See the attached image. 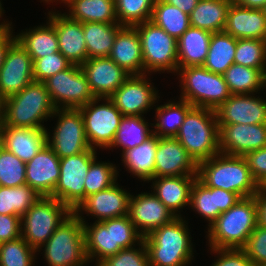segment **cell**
Segmentation results:
<instances>
[{"label": "cell", "mask_w": 266, "mask_h": 266, "mask_svg": "<svg viewBox=\"0 0 266 266\" xmlns=\"http://www.w3.org/2000/svg\"><path fill=\"white\" fill-rule=\"evenodd\" d=\"M185 217L153 230L143 237L149 256V266H188L195 254Z\"/></svg>", "instance_id": "1"}, {"label": "cell", "mask_w": 266, "mask_h": 266, "mask_svg": "<svg viewBox=\"0 0 266 266\" xmlns=\"http://www.w3.org/2000/svg\"><path fill=\"white\" fill-rule=\"evenodd\" d=\"M197 179L207 187L234 192L241 198L255 196L260 187L243 156L221 152L198 163Z\"/></svg>", "instance_id": "2"}, {"label": "cell", "mask_w": 266, "mask_h": 266, "mask_svg": "<svg viewBox=\"0 0 266 266\" xmlns=\"http://www.w3.org/2000/svg\"><path fill=\"white\" fill-rule=\"evenodd\" d=\"M258 226V204L255 196L241 198L234 206L207 227L210 248L242 249Z\"/></svg>", "instance_id": "3"}, {"label": "cell", "mask_w": 266, "mask_h": 266, "mask_svg": "<svg viewBox=\"0 0 266 266\" xmlns=\"http://www.w3.org/2000/svg\"><path fill=\"white\" fill-rule=\"evenodd\" d=\"M55 109L45 83L33 81L4 100L1 123L12 127L46 128L43 123L50 120Z\"/></svg>", "instance_id": "4"}, {"label": "cell", "mask_w": 266, "mask_h": 266, "mask_svg": "<svg viewBox=\"0 0 266 266\" xmlns=\"http://www.w3.org/2000/svg\"><path fill=\"white\" fill-rule=\"evenodd\" d=\"M175 138L197 164L220 153L219 125L215 110L192 107Z\"/></svg>", "instance_id": "5"}, {"label": "cell", "mask_w": 266, "mask_h": 266, "mask_svg": "<svg viewBox=\"0 0 266 266\" xmlns=\"http://www.w3.org/2000/svg\"><path fill=\"white\" fill-rule=\"evenodd\" d=\"M40 250H44L43 258L48 266L88 265L82 220L73 212L37 252Z\"/></svg>", "instance_id": "6"}, {"label": "cell", "mask_w": 266, "mask_h": 266, "mask_svg": "<svg viewBox=\"0 0 266 266\" xmlns=\"http://www.w3.org/2000/svg\"><path fill=\"white\" fill-rule=\"evenodd\" d=\"M180 99L193 107L216 110L232 94L224 76L213 73L203 66L178 68Z\"/></svg>", "instance_id": "7"}, {"label": "cell", "mask_w": 266, "mask_h": 266, "mask_svg": "<svg viewBox=\"0 0 266 266\" xmlns=\"http://www.w3.org/2000/svg\"><path fill=\"white\" fill-rule=\"evenodd\" d=\"M73 211L50 196H41L21 217V236L36 251Z\"/></svg>", "instance_id": "8"}, {"label": "cell", "mask_w": 266, "mask_h": 266, "mask_svg": "<svg viewBox=\"0 0 266 266\" xmlns=\"http://www.w3.org/2000/svg\"><path fill=\"white\" fill-rule=\"evenodd\" d=\"M134 27L141 39L145 74L152 72L161 74L165 71L167 73H177V40L151 21Z\"/></svg>", "instance_id": "9"}, {"label": "cell", "mask_w": 266, "mask_h": 266, "mask_svg": "<svg viewBox=\"0 0 266 266\" xmlns=\"http://www.w3.org/2000/svg\"><path fill=\"white\" fill-rule=\"evenodd\" d=\"M102 100L104 103L99 104ZM78 109L84 120L85 134L90 148L108 149L123 117L120 110L110 98L99 97H95Z\"/></svg>", "instance_id": "10"}, {"label": "cell", "mask_w": 266, "mask_h": 266, "mask_svg": "<svg viewBox=\"0 0 266 266\" xmlns=\"http://www.w3.org/2000/svg\"><path fill=\"white\" fill-rule=\"evenodd\" d=\"M97 150L90 148L74 156L60 159L59 181L50 195L74 211L85 199V177L91 163L97 158Z\"/></svg>", "instance_id": "11"}, {"label": "cell", "mask_w": 266, "mask_h": 266, "mask_svg": "<svg viewBox=\"0 0 266 266\" xmlns=\"http://www.w3.org/2000/svg\"><path fill=\"white\" fill-rule=\"evenodd\" d=\"M57 118L52 136L47 131V145L61 159L90 149L85 134L84 120L79 109H55L51 119Z\"/></svg>", "instance_id": "12"}, {"label": "cell", "mask_w": 266, "mask_h": 266, "mask_svg": "<svg viewBox=\"0 0 266 266\" xmlns=\"http://www.w3.org/2000/svg\"><path fill=\"white\" fill-rule=\"evenodd\" d=\"M44 83L56 109H78L95 98L79 65L72 64Z\"/></svg>", "instance_id": "13"}, {"label": "cell", "mask_w": 266, "mask_h": 266, "mask_svg": "<svg viewBox=\"0 0 266 266\" xmlns=\"http://www.w3.org/2000/svg\"><path fill=\"white\" fill-rule=\"evenodd\" d=\"M150 75H130L109 97L123 116H144L160 101L158 89L154 88L151 78L147 77Z\"/></svg>", "instance_id": "14"}, {"label": "cell", "mask_w": 266, "mask_h": 266, "mask_svg": "<svg viewBox=\"0 0 266 266\" xmlns=\"http://www.w3.org/2000/svg\"><path fill=\"white\" fill-rule=\"evenodd\" d=\"M33 60L22 45L15 40L7 49L0 68V93L6 99L19 93L32 83Z\"/></svg>", "instance_id": "15"}, {"label": "cell", "mask_w": 266, "mask_h": 266, "mask_svg": "<svg viewBox=\"0 0 266 266\" xmlns=\"http://www.w3.org/2000/svg\"><path fill=\"white\" fill-rule=\"evenodd\" d=\"M220 152L244 156L266 147V124H218Z\"/></svg>", "instance_id": "16"}, {"label": "cell", "mask_w": 266, "mask_h": 266, "mask_svg": "<svg viewBox=\"0 0 266 266\" xmlns=\"http://www.w3.org/2000/svg\"><path fill=\"white\" fill-rule=\"evenodd\" d=\"M128 215L143 237L176 218V215L152 193V190L151 193L130 195Z\"/></svg>", "instance_id": "17"}, {"label": "cell", "mask_w": 266, "mask_h": 266, "mask_svg": "<svg viewBox=\"0 0 266 266\" xmlns=\"http://www.w3.org/2000/svg\"><path fill=\"white\" fill-rule=\"evenodd\" d=\"M130 195L116 182L108 189L86 197L73 212L83 214L84 211L87 216L97 218V222L128 215Z\"/></svg>", "instance_id": "18"}, {"label": "cell", "mask_w": 266, "mask_h": 266, "mask_svg": "<svg viewBox=\"0 0 266 266\" xmlns=\"http://www.w3.org/2000/svg\"><path fill=\"white\" fill-rule=\"evenodd\" d=\"M198 164L175 137H158L154 178L197 175Z\"/></svg>", "instance_id": "19"}, {"label": "cell", "mask_w": 266, "mask_h": 266, "mask_svg": "<svg viewBox=\"0 0 266 266\" xmlns=\"http://www.w3.org/2000/svg\"><path fill=\"white\" fill-rule=\"evenodd\" d=\"M255 95L232 94L215 110L218 124H266V99Z\"/></svg>", "instance_id": "20"}, {"label": "cell", "mask_w": 266, "mask_h": 266, "mask_svg": "<svg viewBox=\"0 0 266 266\" xmlns=\"http://www.w3.org/2000/svg\"><path fill=\"white\" fill-rule=\"evenodd\" d=\"M47 20L55 27L59 51L72 63L81 66L87 60L83 23L71 19L66 12L49 11Z\"/></svg>", "instance_id": "21"}, {"label": "cell", "mask_w": 266, "mask_h": 266, "mask_svg": "<svg viewBox=\"0 0 266 266\" xmlns=\"http://www.w3.org/2000/svg\"><path fill=\"white\" fill-rule=\"evenodd\" d=\"M95 97L109 98L130 76L109 57L87 59L80 66Z\"/></svg>", "instance_id": "22"}, {"label": "cell", "mask_w": 266, "mask_h": 266, "mask_svg": "<svg viewBox=\"0 0 266 266\" xmlns=\"http://www.w3.org/2000/svg\"><path fill=\"white\" fill-rule=\"evenodd\" d=\"M26 184L41 196H50L60 177V158L46 144L26 163Z\"/></svg>", "instance_id": "23"}, {"label": "cell", "mask_w": 266, "mask_h": 266, "mask_svg": "<svg viewBox=\"0 0 266 266\" xmlns=\"http://www.w3.org/2000/svg\"><path fill=\"white\" fill-rule=\"evenodd\" d=\"M240 199L234 192L207 187L196 179L191 189L190 207L207 220L209 227L221 213L229 210Z\"/></svg>", "instance_id": "24"}, {"label": "cell", "mask_w": 266, "mask_h": 266, "mask_svg": "<svg viewBox=\"0 0 266 266\" xmlns=\"http://www.w3.org/2000/svg\"><path fill=\"white\" fill-rule=\"evenodd\" d=\"M47 144V128H24L0 123V146L27 163Z\"/></svg>", "instance_id": "25"}, {"label": "cell", "mask_w": 266, "mask_h": 266, "mask_svg": "<svg viewBox=\"0 0 266 266\" xmlns=\"http://www.w3.org/2000/svg\"><path fill=\"white\" fill-rule=\"evenodd\" d=\"M196 179L197 175L168 176L152 178L148 183L152 181V193L176 217H181L180 211L190 206L191 189Z\"/></svg>", "instance_id": "26"}, {"label": "cell", "mask_w": 266, "mask_h": 266, "mask_svg": "<svg viewBox=\"0 0 266 266\" xmlns=\"http://www.w3.org/2000/svg\"><path fill=\"white\" fill-rule=\"evenodd\" d=\"M130 75H144L141 39L135 27L123 26L108 56Z\"/></svg>", "instance_id": "27"}, {"label": "cell", "mask_w": 266, "mask_h": 266, "mask_svg": "<svg viewBox=\"0 0 266 266\" xmlns=\"http://www.w3.org/2000/svg\"><path fill=\"white\" fill-rule=\"evenodd\" d=\"M224 32L236 39L266 40V16L262 9H250L232 2Z\"/></svg>", "instance_id": "28"}, {"label": "cell", "mask_w": 266, "mask_h": 266, "mask_svg": "<svg viewBox=\"0 0 266 266\" xmlns=\"http://www.w3.org/2000/svg\"><path fill=\"white\" fill-rule=\"evenodd\" d=\"M84 224L85 253L88 263L97 266L107 257L114 255L113 218L93 224L86 222L82 214H76ZM96 258V259H95Z\"/></svg>", "instance_id": "29"}, {"label": "cell", "mask_w": 266, "mask_h": 266, "mask_svg": "<svg viewBox=\"0 0 266 266\" xmlns=\"http://www.w3.org/2000/svg\"><path fill=\"white\" fill-rule=\"evenodd\" d=\"M212 32L190 26L177 40L178 68L203 66Z\"/></svg>", "instance_id": "30"}, {"label": "cell", "mask_w": 266, "mask_h": 266, "mask_svg": "<svg viewBox=\"0 0 266 266\" xmlns=\"http://www.w3.org/2000/svg\"><path fill=\"white\" fill-rule=\"evenodd\" d=\"M15 39L28 52L33 61L59 51L56 30L49 20L45 25L20 32L15 35Z\"/></svg>", "instance_id": "31"}, {"label": "cell", "mask_w": 266, "mask_h": 266, "mask_svg": "<svg viewBox=\"0 0 266 266\" xmlns=\"http://www.w3.org/2000/svg\"><path fill=\"white\" fill-rule=\"evenodd\" d=\"M233 0H199L189 14L190 25L212 33L223 32Z\"/></svg>", "instance_id": "32"}, {"label": "cell", "mask_w": 266, "mask_h": 266, "mask_svg": "<svg viewBox=\"0 0 266 266\" xmlns=\"http://www.w3.org/2000/svg\"><path fill=\"white\" fill-rule=\"evenodd\" d=\"M157 142L158 136L153 134L139 146L125 151L121 157L126 171L144 182L154 178Z\"/></svg>", "instance_id": "33"}, {"label": "cell", "mask_w": 266, "mask_h": 266, "mask_svg": "<svg viewBox=\"0 0 266 266\" xmlns=\"http://www.w3.org/2000/svg\"><path fill=\"white\" fill-rule=\"evenodd\" d=\"M67 15L81 23H118L115 0H70Z\"/></svg>", "instance_id": "34"}, {"label": "cell", "mask_w": 266, "mask_h": 266, "mask_svg": "<svg viewBox=\"0 0 266 266\" xmlns=\"http://www.w3.org/2000/svg\"><path fill=\"white\" fill-rule=\"evenodd\" d=\"M123 26L118 23L84 22V39L87 59L108 57L117 32Z\"/></svg>", "instance_id": "35"}, {"label": "cell", "mask_w": 266, "mask_h": 266, "mask_svg": "<svg viewBox=\"0 0 266 266\" xmlns=\"http://www.w3.org/2000/svg\"><path fill=\"white\" fill-rule=\"evenodd\" d=\"M236 46L237 39L224 31L212 33L203 67L213 73L223 75L234 64Z\"/></svg>", "instance_id": "36"}, {"label": "cell", "mask_w": 266, "mask_h": 266, "mask_svg": "<svg viewBox=\"0 0 266 266\" xmlns=\"http://www.w3.org/2000/svg\"><path fill=\"white\" fill-rule=\"evenodd\" d=\"M179 101L166 102L155 107V122L153 134L158 137H175L182 125L187 112L193 107L187 101L178 98Z\"/></svg>", "instance_id": "37"}, {"label": "cell", "mask_w": 266, "mask_h": 266, "mask_svg": "<svg viewBox=\"0 0 266 266\" xmlns=\"http://www.w3.org/2000/svg\"><path fill=\"white\" fill-rule=\"evenodd\" d=\"M266 69L232 64L223 74L231 94H257L265 89ZM262 88V89H261Z\"/></svg>", "instance_id": "38"}, {"label": "cell", "mask_w": 266, "mask_h": 266, "mask_svg": "<svg viewBox=\"0 0 266 266\" xmlns=\"http://www.w3.org/2000/svg\"><path fill=\"white\" fill-rule=\"evenodd\" d=\"M144 116H123L116 131L114 140L109 147L113 149L120 147L123 154L125 151L139 146L153 135V130H150L152 123H148Z\"/></svg>", "instance_id": "39"}, {"label": "cell", "mask_w": 266, "mask_h": 266, "mask_svg": "<svg viewBox=\"0 0 266 266\" xmlns=\"http://www.w3.org/2000/svg\"><path fill=\"white\" fill-rule=\"evenodd\" d=\"M150 21L178 40L191 26L189 15L162 0H156Z\"/></svg>", "instance_id": "40"}, {"label": "cell", "mask_w": 266, "mask_h": 266, "mask_svg": "<svg viewBox=\"0 0 266 266\" xmlns=\"http://www.w3.org/2000/svg\"><path fill=\"white\" fill-rule=\"evenodd\" d=\"M40 197L27 184L17 187L0 186V214L22 217Z\"/></svg>", "instance_id": "41"}, {"label": "cell", "mask_w": 266, "mask_h": 266, "mask_svg": "<svg viewBox=\"0 0 266 266\" xmlns=\"http://www.w3.org/2000/svg\"><path fill=\"white\" fill-rule=\"evenodd\" d=\"M156 0H115L118 24L134 27L150 21Z\"/></svg>", "instance_id": "42"}, {"label": "cell", "mask_w": 266, "mask_h": 266, "mask_svg": "<svg viewBox=\"0 0 266 266\" xmlns=\"http://www.w3.org/2000/svg\"><path fill=\"white\" fill-rule=\"evenodd\" d=\"M119 171L116 164L97 161L91 163L85 177V198L99 191L108 189L117 181Z\"/></svg>", "instance_id": "43"}, {"label": "cell", "mask_w": 266, "mask_h": 266, "mask_svg": "<svg viewBox=\"0 0 266 266\" xmlns=\"http://www.w3.org/2000/svg\"><path fill=\"white\" fill-rule=\"evenodd\" d=\"M37 251L22 236L0 243V266H33Z\"/></svg>", "instance_id": "44"}, {"label": "cell", "mask_w": 266, "mask_h": 266, "mask_svg": "<svg viewBox=\"0 0 266 266\" xmlns=\"http://www.w3.org/2000/svg\"><path fill=\"white\" fill-rule=\"evenodd\" d=\"M234 63L250 68L266 69V40L237 39Z\"/></svg>", "instance_id": "45"}, {"label": "cell", "mask_w": 266, "mask_h": 266, "mask_svg": "<svg viewBox=\"0 0 266 266\" xmlns=\"http://www.w3.org/2000/svg\"><path fill=\"white\" fill-rule=\"evenodd\" d=\"M26 163L0 146V186L17 187L26 184Z\"/></svg>", "instance_id": "46"}, {"label": "cell", "mask_w": 266, "mask_h": 266, "mask_svg": "<svg viewBox=\"0 0 266 266\" xmlns=\"http://www.w3.org/2000/svg\"><path fill=\"white\" fill-rule=\"evenodd\" d=\"M114 255L122 249L138 246L143 236L132 223L129 215L113 218Z\"/></svg>", "instance_id": "47"}, {"label": "cell", "mask_w": 266, "mask_h": 266, "mask_svg": "<svg viewBox=\"0 0 266 266\" xmlns=\"http://www.w3.org/2000/svg\"><path fill=\"white\" fill-rule=\"evenodd\" d=\"M72 63L60 52L33 61V77L36 82H45L58 72L69 68Z\"/></svg>", "instance_id": "48"}, {"label": "cell", "mask_w": 266, "mask_h": 266, "mask_svg": "<svg viewBox=\"0 0 266 266\" xmlns=\"http://www.w3.org/2000/svg\"><path fill=\"white\" fill-rule=\"evenodd\" d=\"M138 246L122 249L101 261L97 266H149V256L144 241Z\"/></svg>", "instance_id": "49"}, {"label": "cell", "mask_w": 266, "mask_h": 266, "mask_svg": "<svg viewBox=\"0 0 266 266\" xmlns=\"http://www.w3.org/2000/svg\"><path fill=\"white\" fill-rule=\"evenodd\" d=\"M242 250L253 265H266V228L258 225L248 237Z\"/></svg>", "instance_id": "50"}, {"label": "cell", "mask_w": 266, "mask_h": 266, "mask_svg": "<svg viewBox=\"0 0 266 266\" xmlns=\"http://www.w3.org/2000/svg\"><path fill=\"white\" fill-rule=\"evenodd\" d=\"M217 259L211 266H253L252 261L242 249L209 248Z\"/></svg>", "instance_id": "51"}, {"label": "cell", "mask_w": 266, "mask_h": 266, "mask_svg": "<svg viewBox=\"0 0 266 266\" xmlns=\"http://www.w3.org/2000/svg\"><path fill=\"white\" fill-rule=\"evenodd\" d=\"M243 157L254 180L262 186L266 182V147L247 152Z\"/></svg>", "instance_id": "52"}, {"label": "cell", "mask_w": 266, "mask_h": 266, "mask_svg": "<svg viewBox=\"0 0 266 266\" xmlns=\"http://www.w3.org/2000/svg\"><path fill=\"white\" fill-rule=\"evenodd\" d=\"M21 236V217L0 214V243Z\"/></svg>", "instance_id": "53"}, {"label": "cell", "mask_w": 266, "mask_h": 266, "mask_svg": "<svg viewBox=\"0 0 266 266\" xmlns=\"http://www.w3.org/2000/svg\"><path fill=\"white\" fill-rule=\"evenodd\" d=\"M13 31V25H0V68L8 47L16 40L15 34H12Z\"/></svg>", "instance_id": "54"}, {"label": "cell", "mask_w": 266, "mask_h": 266, "mask_svg": "<svg viewBox=\"0 0 266 266\" xmlns=\"http://www.w3.org/2000/svg\"><path fill=\"white\" fill-rule=\"evenodd\" d=\"M258 204V225L266 228V190L260 186L255 195Z\"/></svg>", "instance_id": "55"}, {"label": "cell", "mask_w": 266, "mask_h": 266, "mask_svg": "<svg viewBox=\"0 0 266 266\" xmlns=\"http://www.w3.org/2000/svg\"><path fill=\"white\" fill-rule=\"evenodd\" d=\"M170 5L176 6L179 10L186 14H190L195 7L199 0H162Z\"/></svg>", "instance_id": "56"}, {"label": "cell", "mask_w": 266, "mask_h": 266, "mask_svg": "<svg viewBox=\"0 0 266 266\" xmlns=\"http://www.w3.org/2000/svg\"><path fill=\"white\" fill-rule=\"evenodd\" d=\"M238 6L250 9H263L266 5V0H233Z\"/></svg>", "instance_id": "57"}, {"label": "cell", "mask_w": 266, "mask_h": 266, "mask_svg": "<svg viewBox=\"0 0 266 266\" xmlns=\"http://www.w3.org/2000/svg\"><path fill=\"white\" fill-rule=\"evenodd\" d=\"M4 98L1 96L0 93V123L2 122L3 115H4Z\"/></svg>", "instance_id": "58"}, {"label": "cell", "mask_w": 266, "mask_h": 266, "mask_svg": "<svg viewBox=\"0 0 266 266\" xmlns=\"http://www.w3.org/2000/svg\"><path fill=\"white\" fill-rule=\"evenodd\" d=\"M3 5H2V2L0 1V18H2L3 17V15H4V8L2 7ZM1 20V19H0Z\"/></svg>", "instance_id": "59"}, {"label": "cell", "mask_w": 266, "mask_h": 266, "mask_svg": "<svg viewBox=\"0 0 266 266\" xmlns=\"http://www.w3.org/2000/svg\"><path fill=\"white\" fill-rule=\"evenodd\" d=\"M6 19H4L3 21L4 22H1L0 25H4V26H7V25H12V22H9V21H5Z\"/></svg>", "instance_id": "60"}, {"label": "cell", "mask_w": 266, "mask_h": 266, "mask_svg": "<svg viewBox=\"0 0 266 266\" xmlns=\"http://www.w3.org/2000/svg\"><path fill=\"white\" fill-rule=\"evenodd\" d=\"M58 2L59 1V3H60V1H61V3H64V4H67L70 0H54L53 2Z\"/></svg>", "instance_id": "61"}, {"label": "cell", "mask_w": 266, "mask_h": 266, "mask_svg": "<svg viewBox=\"0 0 266 266\" xmlns=\"http://www.w3.org/2000/svg\"><path fill=\"white\" fill-rule=\"evenodd\" d=\"M41 1H42V2L44 1V2L47 3V4H48V3L50 4V3H53L54 0H41Z\"/></svg>", "instance_id": "62"}, {"label": "cell", "mask_w": 266, "mask_h": 266, "mask_svg": "<svg viewBox=\"0 0 266 266\" xmlns=\"http://www.w3.org/2000/svg\"><path fill=\"white\" fill-rule=\"evenodd\" d=\"M262 10L264 12V15L266 16V5L264 6V8Z\"/></svg>", "instance_id": "63"}, {"label": "cell", "mask_w": 266, "mask_h": 266, "mask_svg": "<svg viewBox=\"0 0 266 266\" xmlns=\"http://www.w3.org/2000/svg\"><path fill=\"white\" fill-rule=\"evenodd\" d=\"M262 187L266 190V182L262 185Z\"/></svg>", "instance_id": "64"}]
</instances>
